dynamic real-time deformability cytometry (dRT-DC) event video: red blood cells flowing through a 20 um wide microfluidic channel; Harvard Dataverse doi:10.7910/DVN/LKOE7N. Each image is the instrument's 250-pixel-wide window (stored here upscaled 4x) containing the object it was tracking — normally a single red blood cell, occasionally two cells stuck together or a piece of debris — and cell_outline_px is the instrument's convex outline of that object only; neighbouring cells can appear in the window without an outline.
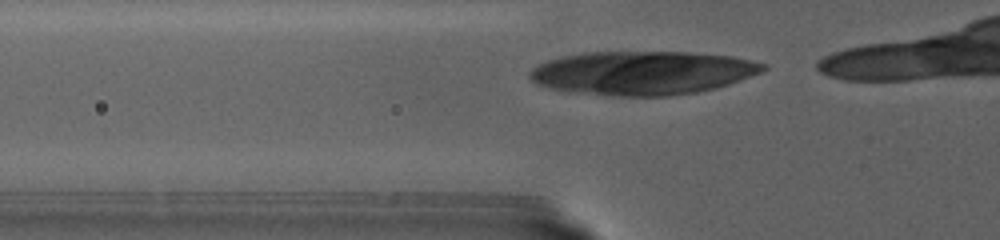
{"species": "human", "species_latin": "Homo sapiens", "temperature_condition": "warm", "stored_images_in_passage": 12, "camera_frame_rate_fps": 3000, "um_per_image_px": 0.085, "donor": {"sex": "female"}, "frame": {"image": 1, "passage_image": 2, "time_ms": 0.333, "image_size_px": [1000, 240], "cell_outline_px": [[768, 68], [760, 72], [740, 80], [716, 88], [696, 92], [668, 96], [612, 96], [572, 92], [552, 88], [536, 84], [528, 76], [528, 72], [536, 64], [560, 56], [584, 52], [688, 52], [732, 56], [752, 60], [768, 64]], "centroid_in_image_um": [54.59, 6.19], "position_along_channel_um": 71.2, "area_um2": 59.71}}
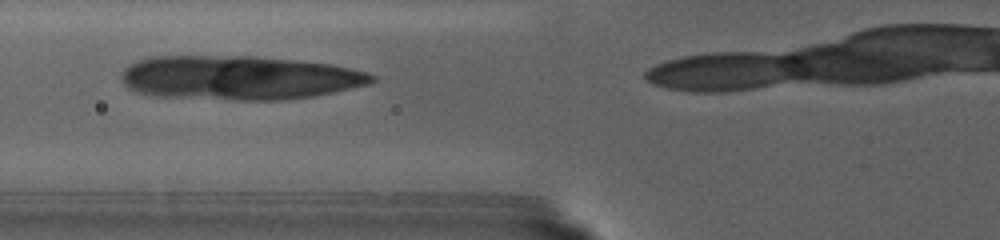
{"frame": {"image": 2, "passage_image": 7, "time_ms": 2.0, "image_size_px": [1000, 240], "cell_outline_px": [[376, 80], [368, 84], [316, 96], [288, 100], [236, 100], [152, 96], [136, 92], [128, 88], [120, 80], [120, 72], [128, 64], [144, 56], [256, 56], [300, 60], [332, 64], [352, 68], [368, 72], [376, 76]], "centroid_in_image_um": [20.28, 6.6], "position_along_channel_um": 105.5, "area_um2": 65.49}}